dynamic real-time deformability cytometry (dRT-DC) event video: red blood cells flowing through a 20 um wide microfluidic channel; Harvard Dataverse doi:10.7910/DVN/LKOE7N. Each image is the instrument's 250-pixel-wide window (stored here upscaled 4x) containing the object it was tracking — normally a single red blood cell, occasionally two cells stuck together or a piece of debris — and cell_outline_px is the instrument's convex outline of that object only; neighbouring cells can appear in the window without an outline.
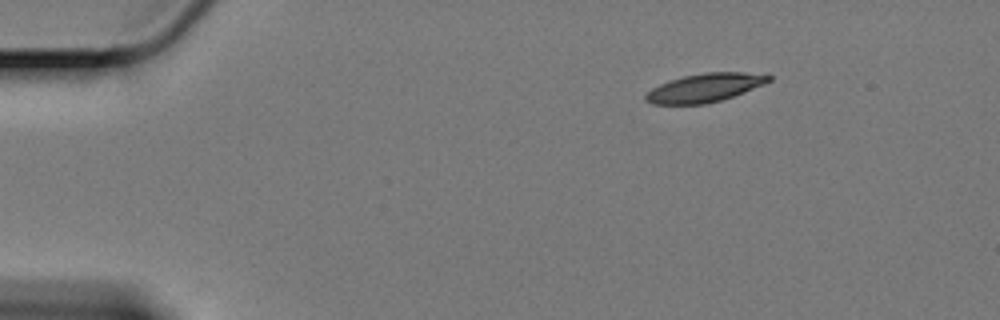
{"species": "Egyptian fruit bat (a non-hibernating species)", "species_latin": "Rousettus aegyptiacus", "temperature_condition": "cold", "stored_images_in_passage": 52, "camera_frame_rate_fps": 3000, "um_per_image_px": 0.085, "animal": {"sex": "female"}, "frame": {"image": 1, "passage_image": 1, "time_ms": 0.0, "image_size_px": [1000, 320], "cell_outline_px": [[772, 80], [764, 84], [744, 92], [708, 104], [652, 104], [644, 100], [644, 96], [652, 88], [668, 80], [684, 76], [704, 72], [768, 72], [772, 76]], "centroid_in_image_um": [59.96, 7.44], "position_along_channel_um": 25.0, "area_um2": 20.75}}
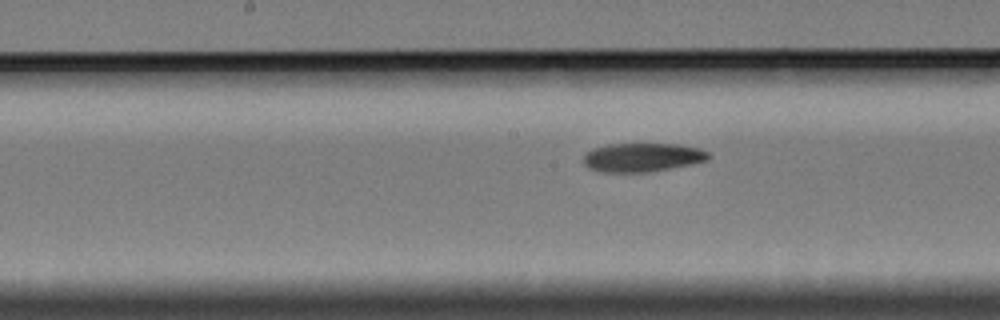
{"frame": {"image": 2, "passage_image": 23, "time_ms": 7.333, "image_size_px": [1000, 320], "cell_outline_px": [[712, 156], [708, 160], [692, 164], [648, 172], [600, 172], [588, 168], [584, 164], [584, 156], [592, 148], [608, 144], [680, 144], [700, 148], [708, 152]], "centroid_in_image_um": [54.62, 13.37], "position_along_channel_um": 193.6, "area_um2": 21.1}}
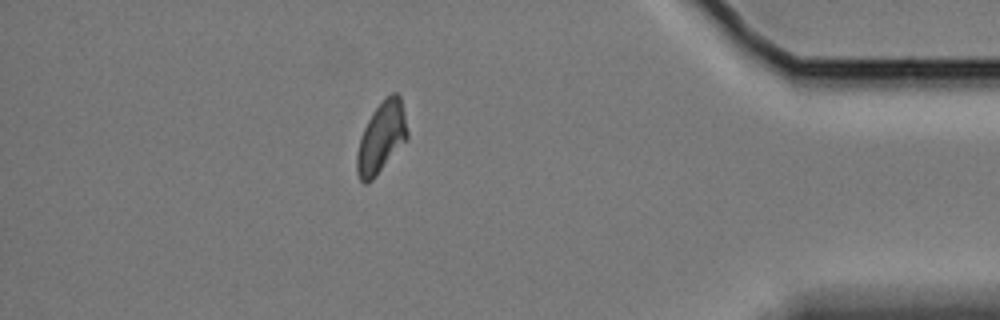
{"frame": {"image": 3, "passage_image": 45, "time_ms": 14.667, "image_size_px": [1000, 320], "cell_outline_px": [[408, 136], [376, 176], [368, 184], [364, 184], [360, 180], [356, 172], [356, 156], [360, 140], [364, 128], [372, 112], [392, 92], [396, 92], [400, 96], [404, 112], [408, 132]], "centroid_in_image_um": [32.39, 11.71], "position_along_channel_um": 402.8, "area_um2": 20.4}, "authors_computed_cell_mechanics": {"area_um2": 21.1548, "velocity_mm_per_s": 3.3436, "shape_relaxation_time_tau1_ms": 6.3921, "shape_relaxation_time_tau2_ms": 5.7218, "deformation_change_tau1": 0.1676, "deformation_change_tau2": 0.1032}}